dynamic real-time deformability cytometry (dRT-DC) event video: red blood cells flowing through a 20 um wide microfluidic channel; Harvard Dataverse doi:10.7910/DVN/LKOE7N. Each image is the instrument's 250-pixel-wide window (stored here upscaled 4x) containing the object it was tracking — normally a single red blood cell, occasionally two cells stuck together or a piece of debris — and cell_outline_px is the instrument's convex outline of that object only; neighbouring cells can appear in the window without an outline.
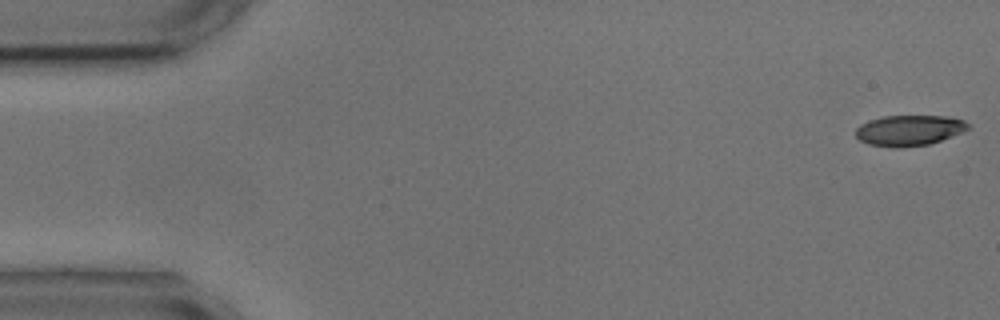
{"species": "common noctule bat (a hibernating species)", "species_latin": "Nyctalus noctula", "temperature_condition": "cold", "stored_images_in_passage": 5, "camera_frame_rate_fps": 3000, "um_per_image_px": 0.085, "animal": {"sex": "male", "body_mass_g": 17.9, "forearm_length_mm": 54.2}, "frame": {"image": 1, "passage_image": 1, "time_ms": 0.0, "image_size_px": [1000, 320], "cell_outline_px": [[968, 128], [960, 132], [940, 140], [928, 144], [900, 148], [892, 148], [868, 144], [860, 140], [856, 136], [856, 128], [860, 124], [868, 120], [884, 116], [948, 116], [964, 120], [968, 124]], "centroid_in_image_um": [77.22, 11.08], "position_along_channel_um": 7.8, "area_um2": 19.94}}
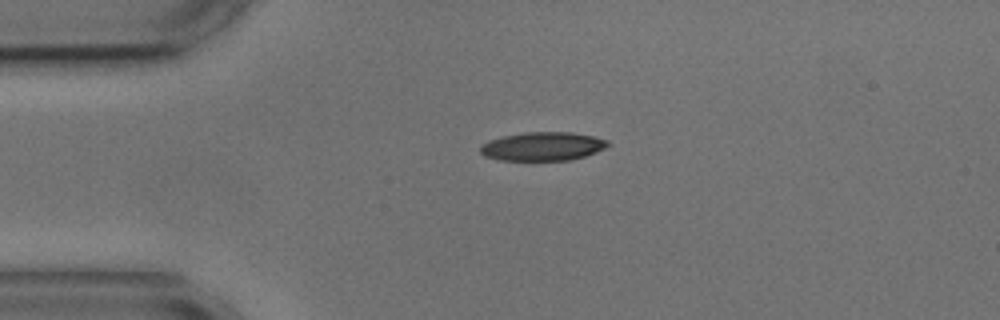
{"frame": {"image": 2, "passage_image": 4, "time_ms": 3.667, "image_size_px": [1000, 320], "cell_outline_px": [[612, 144], [596, 152], [584, 156], [568, 160], [500, 160], [484, 156], [480, 152], [480, 148], [488, 140], [500, 136], [524, 132], [572, 132], [592, 136], [608, 140]], "centroid_in_image_um": [46.12, 12.43], "position_along_channel_um": 38.9, "area_um2": 21.33}}